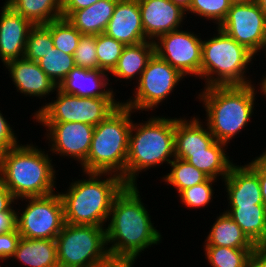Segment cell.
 <instances>
[{
  "label": "cell",
  "mask_w": 266,
  "mask_h": 267,
  "mask_svg": "<svg viewBox=\"0 0 266 267\" xmlns=\"http://www.w3.org/2000/svg\"><path fill=\"white\" fill-rule=\"evenodd\" d=\"M247 267H266V247H256L251 252Z\"/></svg>",
  "instance_id": "obj_45"
},
{
  "label": "cell",
  "mask_w": 266,
  "mask_h": 267,
  "mask_svg": "<svg viewBox=\"0 0 266 267\" xmlns=\"http://www.w3.org/2000/svg\"><path fill=\"white\" fill-rule=\"evenodd\" d=\"M125 45L105 33L96 35L99 70L111 73L116 67Z\"/></svg>",
  "instance_id": "obj_34"
},
{
  "label": "cell",
  "mask_w": 266,
  "mask_h": 267,
  "mask_svg": "<svg viewBox=\"0 0 266 267\" xmlns=\"http://www.w3.org/2000/svg\"><path fill=\"white\" fill-rule=\"evenodd\" d=\"M171 169L169 173L162 176L163 182L171 185L179 194L182 190L205 182L209 177L198 170L195 166L189 164L187 161L174 158L169 163Z\"/></svg>",
  "instance_id": "obj_29"
},
{
  "label": "cell",
  "mask_w": 266,
  "mask_h": 267,
  "mask_svg": "<svg viewBox=\"0 0 266 267\" xmlns=\"http://www.w3.org/2000/svg\"><path fill=\"white\" fill-rule=\"evenodd\" d=\"M55 94V100L43 103L31 115L33 121L82 122L95 127L122 103L119 98H82L69 95L58 88Z\"/></svg>",
  "instance_id": "obj_9"
},
{
  "label": "cell",
  "mask_w": 266,
  "mask_h": 267,
  "mask_svg": "<svg viewBox=\"0 0 266 267\" xmlns=\"http://www.w3.org/2000/svg\"><path fill=\"white\" fill-rule=\"evenodd\" d=\"M138 4L146 39L152 42L181 29L187 18L186 12L170 0H138Z\"/></svg>",
  "instance_id": "obj_15"
},
{
  "label": "cell",
  "mask_w": 266,
  "mask_h": 267,
  "mask_svg": "<svg viewBox=\"0 0 266 267\" xmlns=\"http://www.w3.org/2000/svg\"><path fill=\"white\" fill-rule=\"evenodd\" d=\"M232 2L230 0H192L189 10L186 12V16L189 13L191 15L199 16L200 18L210 20L216 27L225 20Z\"/></svg>",
  "instance_id": "obj_35"
},
{
  "label": "cell",
  "mask_w": 266,
  "mask_h": 267,
  "mask_svg": "<svg viewBox=\"0 0 266 267\" xmlns=\"http://www.w3.org/2000/svg\"><path fill=\"white\" fill-rule=\"evenodd\" d=\"M219 28L255 56H259L261 50L265 53L266 16L255 0L232 3Z\"/></svg>",
  "instance_id": "obj_12"
},
{
  "label": "cell",
  "mask_w": 266,
  "mask_h": 267,
  "mask_svg": "<svg viewBox=\"0 0 266 267\" xmlns=\"http://www.w3.org/2000/svg\"><path fill=\"white\" fill-rule=\"evenodd\" d=\"M138 257L140 256L108 251L94 267H134Z\"/></svg>",
  "instance_id": "obj_39"
},
{
  "label": "cell",
  "mask_w": 266,
  "mask_h": 267,
  "mask_svg": "<svg viewBox=\"0 0 266 267\" xmlns=\"http://www.w3.org/2000/svg\"><path fill=\"white\" fill-rule=\"evenodd\" d=\"M46 129L50 152L76 160L81 165L87 158L94 126L82 122H38Z\"/></svg>",
  "instance_id": "obj_14"
},
{
  "label": "cell",
  "mask_w": 266,
  "mask_h": 267,
  "mask_svg": "<svg viewBox=\"0 0 266 267\" xmlns=\"http://www.w3.org/2000/svg\"><path fill=\"white\" fill-rule=\"evenodd\" d=\"M138 187L126 185L113 201L106 225L110 252L139 256L144 253L142 251L162 242V233L154 227Z\"/></svg>",
  "instance_id": "obj_1"
},
{
  "label": "cell",
  "mask_w": 266,
  "mask_h": 267,
  "mask_svg": "<svg viewBox=\"0 0 266 267\" xmlns=\"http://www.w3.org/2000/svg\"><path fill=\"white\" fill-rule=\"evenodd\" d=\"M227 145L215 140L205 151L188 152L182 160L195 166L209 178L221 179L223 181L229 174L231 167L235 164L226 153Z\"/></svg>",
  "instance_id": "obj_22"
},
{
  "label": "cell",
  "mask_w": 266,
  "mask_h": 267,
  "mask_svg": "<svg viewBox=\"0 0 266 267\" xmlns=\"http://www.w3.org/2000/svg\"><path fill=\"white\" fill-rule=\"evenodd\" d=\"M45 151L32 143H21L0 155V178L16 201L55 193L58 174L53 158Z\"/></svg>",
  "instance_id": "obj_4"
},
{
  "label": "cell",
  "mask_w": 266,
  "mask_h": 267,
  "mask_svg": "<svg viewBox=\"0 0 266 267\" xmlns=\"http://www.w3.org/2000/svg\"><path fill=\"white\" fill-rule=\"evenodd\" d=\"M25 208L16 210L18 233L29 239H55L64 225L63 203L59 191L42 197H26Z\"/></svg>",
  "instance_id": "obj_11"
},
{
  "label": "cell",
  "mask_w": 266,
  "mask_h": 267,
  "mask_svg": "<svg viewBox=\"0 0 266 267\" xmlns=\"http://www.w3.org/2000/svg\"><path fill=\"white\" fill-rule=\"evenodd\" d=\"M217 182V179L208 178L205 182L199 183L192 187L182 190L178 197L182 204L187 208L196 209L205 208L209 206L210 202H213L214 195L213 184Z\"/></svg>",
  "instance_id": "obj_36"
},
{
  "label": "cell",
  "mask_w": 266,
  "mask_h": 267,
  "mask_svg": "<svg viewBox=\"0 0 266 267\" xmlns=\"http://www.w3.org/2000/svg\"><path fill=\"white\" fill-rule=\"evenodd\" d=\"M0 110V155L20 144L17 133Z\"/></svg>",
  "instance_id": "obj_38"
},
{
  "label": "cell",
  "mask_w": 266,
  "mask_h": 267,
  "mask_svg": "<svg viewBox=\"0 0 266 267\" xmlns=\"http://www.w3.org/2000/svg\"><path fill=\"white\" fill-rule=\"evenodd\" d=\"M203 246L256 248L240 226L223 210L211 226Z\"/></svg>",
  "instance_id": "obj_27"
},
{
  "label": "cell",
  "mask_w": 266,
  "mask_h": 267,
  "mask_svg": "<svg viewBox=\"0 0 266 267\" xmlns=\"http://www.w3.org/2000/svg\"><path fill=\"white\" fill-rule=\"evenodd\" d=\"M49 31L56 49L74 54L82 34L66 18L61 17L49 22Z\"/></svg>",
  "instance_id": "obj_32"
},
{
  "label": "cell",
  "mask_w": 266,
  "mask_h": 267,
  "mask_svg": "<svg viewBox=\"0 0 266 267\" xmlns=\"http://www.w3.org/2000/svg\"><path fill=\"white\" fill-rule=\"evenodd\" d=\"M266 16V0H255Z\"/></svg>",
  "instance_id": "obj_47"
},
{
  "label": "cell",
  "mask_w": 266,
  "mask_h": 267,
  "mask_svg": "<svg viewBox=\"0 0 266 267\" xmlns=\"http://www.w3.org/2000/svg\"><path fill=\"white\" fill-rule=\"evenodd\" d=\"M255 82L248 85L211 86L198 93L199 102L206 111L204 124L215 140L230 144L254 114L257 90L263 94L262 87ZM259 87V88H258ZM257 88V89H256Z\"/></svg>",
  "instance_id": "obj_2"
},
{
  "label": "cell",
  "mask_w": 266,
  "mask_h": 267,
  "mask_svg": "<svg viewBox=\"0 0 266 267\" xmlns=\"http://www.w3.org/2000/svg\"><path fill=\"white\" fill-rule=\"evenodd\" d=\"M118 0H99L91 6L74 11L67 20L82 35L104 33Z\"/></svg>",
  "instance_id": "obj_25"
},
{
  "label": "cell",
  "mask_w": 266,
  "mask_h": 267,
  "mask_svg": "<svg viewBox=\"0 0 266 267\" xmlns=\"http://www.w3.org/2000/svg\"><path fill=\"white\" fill-rule=\"evenodd\" d=\"M104 33L125 46L148 41L142 26L138 0H118Z\"/></svg>",
  "instance_id": "obj_18"
},
{
  "label": "cell",
  "mask_w": 266,
  "mask_h": 267,
  "mask_svg": "<svg viewBox=\"0 0 266 267\" xmlns=\"http://www.w3.org/2000/svg\"><path fill=\"white\" fill-rule=\"evenodd\" d=\"M5 3L34 25L62 17L61 0H5Z\"/></svg>",
  "instance_id": "obj_28"
},
{
  "label": "cell",
  "mask_w": 266,
  "mask_h": 267,
  "mask_svg": "<svg viewBox=\"0 0 266 267\" xmlns=\"http://www.w3.org/2000/svg\"><path fill=\"white\" fill-rule=\"evenodd\" d=\"M109 78V73L103 70L75 66L58 85V89L82 98H116Z\"/></svg>",
  "instance_id": "obj_19"
},
{
  "label": "cell",
  "mask_w": 266,
  "mask_h": 267,
  "mask_svg": "<svg viewBox=\"0 0 266 267\" xmlns=\"http://www.w3.org/2000/svg\"><path fill=\"white\" fill-rule=\"evenodd\" d=\"M99 0H61L62 17L68 18L74 11L91 6Z\"/></svg>",
  "instance_id": "obj_42"
},
{
  "label": "cell",
  "mask_w": 266,
  "mask_h": 267,
  "mask_svg": "<svg viewBox=\"0 0 266 267\" xmlns=\"http://www.w3.org/2000/svg\"><path fill=\"white\" fill-rule=\"evenodd\" d=\"M185 78L176 68L156 54L149 60L145 70L140 76L133 96L122 102L134 112L150 111L167 101L176 86ZM141 110V111H140Z\"/></svg>",
  "instance_id": "obj_10"
},
{
  "label": "cell",
  "mask_w": 266,
  "mask_h": 267,
  "mask_svg": "<svg viewBox=\"0 0 266 267\" xmlns=\"http://www.w3.org/2000/svg\"><path fill=\"white\" fill-rule=\"evenodd\" d=\"M73 57L76 67L99 70L96 36L82 35Z\"/></svg>",
  "instance_id": "obj_37"
},
{
  "label": "cell",
  "mask_w": 266,
  "mask_h": 267,
  "mask_svg": "<svg viewBox=\"0 0 266 267\" xmlns=\"http://www.w3.org/2000/svg\"><path fill=\"white\" fill-rule=\"evenodd\" d=\"M225 212L240 226L256 247H266V207L264 204L228 206Z\"/></svg>",
  "instance_id": "obj_26"
},
{
  "label": "cell",
  "mask_w": 266,
  "mask_h": 267,
  "mask_svg": "<svg viewBox=\"0 0 266 267\" xmlns=\"http://www.w3.org/2000/svg\"><path fill=\"white\" fill-rule=\"evenodd\" d=\"M198 116L190 119L175 117V157L182 159L188 152L205 151L214 141L213 134Z\"/></svg>",
  "instance_id": "obj_21"
},
{
  "label": "cell",
  "mask_w": 266,
  "mask_h": 267,
  "mask_svg": "<svg viewBox=\"0 0 266 267\" xmlns=\"http://www.w3.org/2000/svg\"><path fill=\"white\" fill-rule=\"evenodd\" d=\"M9 77L20 94L38 97L41 101L56 91L58 86L39 67L37 62L25 58L11 60L4 65ZM51 93V94H50Z\"/></svg>",
  "instance_id": "obj_17"
},
{
  "label": "cell",
  "mask_w": 266,
  "mask_h": 267,
  "mask_svg": "<svg viewBox=\"0 0 266 267\" xmlns=\"http://www.w3.org/2000/svg\"><path fill=\"white\" fill-rule=\"evenodd\" d=\"M147 119L141 123L133 121L131 125L126 163L127 185H137L140 172L166 163L169 165L175 158V118L162 115Z\"/></svg>",
  "instance_id": "obj_5"
},
{
  "label": "cell",
  "mask_w": 266,
  "mask_h": 267,
  "mask_svg": "<svg viewBox=\"0 0 266 267\" xmlns=\"http://www.w3.org/2000/svg\"><path fill=\"white\" fill-rule=\"evenodd\" d=\"M132 113L131 108L121 103L95 126L89 154L79 166L82 171L116 174L126 183Z\"/></svg>",
  "instance_id": "obj_6"
},
{
  "label": "cell",
  "mask_w": 266,
  "mask_h": 267,
  "mask_svg": "<svg viewBox=\"0 0 266 267\" xmlns=\"http://www.w3.org/2000/svg\"><path fill=\"white\" fill-rule=\"evenodd\" d=\"M82 172L86 179H77L67 191L59 192L64 222L106 227L113 201L127 184L116 174Z\"/></svg>",
  "instance_id": "obj_3"
},
{
  "label": "cell",
  "mask_w": 266,
  "mask_h": 267,
  "mask_svg": "<svg viewBox=\"0 0 266 267\" xmlns=\"http://www.w3.org/2000/svg\"><path fill=\"white\" fill-rule=\"evenodd\" d=\"M18 202L0 178V213L15 211L16 208L14 209L15 206L13 204L17 205Z\"/></svg>",
  "instance_id": "obj_43"
},
{
  "label": "cell",
  "mask_w": 266,
  "mask_h": 267,
  "mask_svg": "<svg viewBox=\"0 0 266 267\" xmlns=\"http://www.w3.org/2000/svg\"><path fill=\"white\" fill-rule=\"evenodd\" d=\"M227 192V206L263 204L258 175L247 165L234 164L222 181Z\"/></svg>",
  "instance_id": "obj_20"
},
{
  "label": "cell",
  "mask_w": 266,
  "mask_h": 267,
  "mask_svg": "<svg viewBox=\"0 0 266 267\" xmlns=\"http://www.w3.org/2000/svg\"><path fill=\"white\" fill-rule=\"evenodd\" d=\"M0 8V59L5 65L11 60L24 58L27 38L34 24L5 2Z\"/></svg>",
  "instance_id": "obj_16"
},
{
  "label": "cell",
  "mask_w": 266,
  "mask_h": 267,
  "mask_svg": "<svg viewBox=\"0 0 266 267\" xmlns=\"http://www.w3.org/2000/svg\"><path fill=\"white\" fill-rule=\"evenodd\" d=\"M202 38L187 30H176L158 37L155 54L176 68L184 77L201 79Z\"/></svg>",
  "instance_id": "obj_13"
},
{
  "label": "cell",
  "mask_w": 266,
  "mask_h": 267,
  "mask_svg": "<svg viewBox=\"0 0 266 267\" xmlns=\"http://www.w3.org/2000/svg\"><path fill=\"white\" fill-rule=\"evenodd\" d=\"M54 43L48 24L34 25L28 35L24 58L37 62L53 50Z\"/></svg>",
  "instance_id": "obj_33"
},
{
  "label": "cell",
  "mask_w": 266,
  "mask_h": 267,
  "mask_svg": "<svg viewBox=\"0 0 266 267\" xmlns=\"http://www.w3.org/2000/svg\"><path fill=\"white\" fill-rule=\"evenodd\" d=\"M232 3H245V2H249L251 0H230Z\"/></svg>",
  "instance_id": "obj_49"
},
{
  "label": "cell",
  "mask_w": 266,
  "mask_h": 267,
  "mask_svg": "<svg viewBox=\"0 0 266 267\" xmlns=\"http://www.w3.org/2000/svg\"><path fill=\"white\" fill-rule=\"evenodd\" d=\"M16 224V211L0 213V234L14 231L17 228Z\"/></svg>",
  "instance_id": "obj_44"
},
{
  "label": "cell",
  "mask_w": 266,
  "mask_h": 267,
  "mask_svg": "<svg viewBox=\"0 0 266 267\" xmlns=\"http://www.w3.org/2000/svg\"><path fill=\"white\" fill-rule=\"evenodd\" d=\"M205 259L212 267H247L248 259L255 248H230L204 246Z\"/></svg>",
  "instance_id": "obj_30"
},
{
  "label": "cell",
  "mask_w": 266,
  "mask_h": 267,
  "mask_svg": "<svg viewBox=\"0 0 266 267\" xmlns=\"http://www.w3.org/2000/svg\"><path fill=\"white\" fill-rule=\"evenodd\" d=\"M174 5L179 6L182 10L187 12L191 6L192 0H170Z\"/></svg>",
  "instance_id": "obj_46"
},
{
  "label": "cell",
  "mask_w": 266,
  "mask_h": 267,
  "mask_svg": "<svg viewBox=\"0 0 266 267\" xmlns=\"http://www.w3.org/2000/svg\"><path fill=\"white\" fill-rule=\"evenodd\" d=\"M202 41L201 80L206 87L252 84L247 69L255 55L219 27ZM249 65V66H248ZM249 77V78H248Z\"/></svg>",
  "instance_id": "obj_7"
},
{
  "label": "cell",
  "mask_w": 266,
  "mask_h": 267,
  "mask_svg": "<svg viewBox=\"0 0 266 267\" xmlns=\"http://www.w3.org/2000/svg\"><path fill=\"white\" fill-rule=\"evenodd\" d=\"M154 54V43L149 40L136 45L125 46L116 67L109 74L110 78L114 76L115 79L117 78L116 82L120 79V82L123 79L130 80V82L136 79L137 83Z\"/></svg>",
  "instance_id": "obj_23"
},
{
  "label": "cell",
  "mask_w": 266,
  "mask_h": 267,
  "mask_svg": "<svg viewBox=\"0 0 266 267\" xmlns=\"http://www.w3.org/2000/svg\"><path fill=\"white\" fill-rule=\"evenodd\" d=\"M20 238L21 235L18 233L17 228L12 232L0 234V261L11 259L17 249Z\"/></svg>",
  "instance_id": "obj_40"
},
{
  "label": "cell",
  "mask_w": 266,
  "mask_h": 267,
  "mask_svg": "<svg viewBox=\"0 0 266 267\" xmlns=\"http://www.w3.org/2000/svg\"><path fill=\"white\" fill-rule=\"evenodd\" d=\"M55 241L59 267H94L108 252L102 226L64 223Z\"/></svg>",
  "instance_id": "obj_8"
},
{
  "label": "cell",
  "mask_w": 266,
  "mask_h": 267,
  "mask_svg": "<svg viewBox=\"0 0 266 267\" xmlns=\"http://www.w3.org/2000/svg\"><path fill=\"white\" fill-rule=\"evenodd\" d=\"M265 149H264V152H262V154H260L259 156L266 162V150Z\"/></svg>",
  "instance_id": "obj_50"
},
{
  "label": "cell",
  "mask_w": 266,
  "mask_h": 267,
  "mask_svg": "<svg viewBox=\"0 0 266 267\" xmlns=\"http://www.w3.org/2000/svg\"><path fill=\"white\" fill-rule=\"evenodd\" d=\"M247 165L258 175L262 193V201L266 207V162L260 156H257Z\"/></svg>",
  "instance_id": "obj_41"
},
{
  "label": "cell",
  "mask_w": 266,
  "mask_h": 267,
  "mask_svg": "<svg viewBox=\"0 0 266 267\" xmlns=\"http://www.w3.org/2000/svg\"><path fill=\"white\" fill-rule=\"evenodd\" d=\"M11 258L26 267H59L55 239L21 237Z\"/></svg>",
  "instance_id": "obj_24"
},
{
  "label": "cell",
  "mask_w": 266,
  "mask_h": 267,
  "mask_svg": "<svg viewBox=\"0 0 266 267\" xmlns=\"http://www.w3.org/2000/svg\"><path fill=\"white\" fill-rule=\"evenodd\" d=\"M259 81H261L259 84V86H261L262 87V91H263V95L265 96V98H266V77H263V78H261V80H259Z\"/></svg>",
  "instance_id": "obj_48"
},
{
  "label": "cell",
  "mask_w": 266,
  "mask_h": 267,
  "mask_svg": "<svg viewBox=\"0 0 266 267\" xmlns=\"http://www.w3.org/2000/svg\"><path fill=\"white\" fill-rule=\"evenodd\" d=\"M39 67L58 86L75 67L73 55L63 53L55 47L45 57L37 61Z\"/></svg>",
  "instance_id": "obj_31"
}]
</instances>
